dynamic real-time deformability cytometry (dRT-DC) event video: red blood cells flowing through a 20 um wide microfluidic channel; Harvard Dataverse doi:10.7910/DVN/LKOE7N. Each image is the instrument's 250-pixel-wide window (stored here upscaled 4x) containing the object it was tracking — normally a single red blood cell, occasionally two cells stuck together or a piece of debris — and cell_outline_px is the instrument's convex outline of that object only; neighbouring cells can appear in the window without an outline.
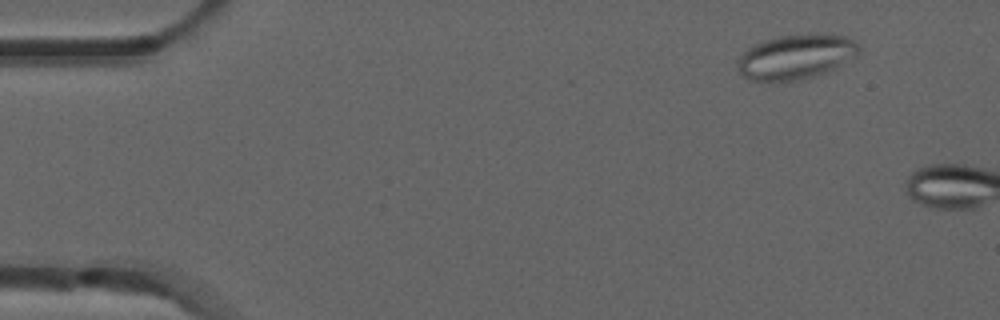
{"species": "common noctule bat (a hibernating species)", "species_latin": "Nyctalus noctula", "temperature_condition": "room temperature", "stored_images_in_passage": 3, "camera_frame_rate_fps": 3000, "um_per_image_px": 0.085, "animal": {"sex": "male", "forearm_length_mm": 52.5}, "frame": {"image": 1, "passage_image": 2, "time_ms": 0.333, "image_size_px": [1000, 320], "cell_outline_px": [[860, 52], [856, 56], [824, 72], [812, 76], [792, 80], [748, 80], [736, 68], [736, 64], [740, 56], [752, 44], [764, 40], [780, 36], [812, 32], [848, 36], [856, 40], [860, 44]], "centroid_in_image_um": [67.67, 4.77], "position_along_channel_um": 17.3, "area_um2": 31.67}}